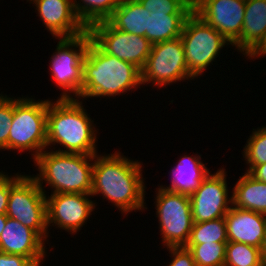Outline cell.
Wrapping results in <instances>:
<instances>
[{
	"mask_svg": "<svg viewBox=\"0 0 266 266\" xmlns=\"http://www.w3.org/2000/svg\"><path fill=\"white\" fill-rule=\"evenodd\" d=\"M167 249L173 257L169 266H196L192 252L185 246L167 247Z\"/></svg>",
	"mask_w": 266,
	"mask_h": 266,
	"instance_id": "cell-30",
	"label": "cell"
},
{
	"mask_svg": "<svg viewBox=\"0 0 266 266\" xmlns=\"http://www.w3.org/2000/svg\"><path fill=\"white\" fill-rule=\"evenodd\" d=\"M244 158L249 166L266 163V127L252 132L244 147Z\"/></svg>",
	"mask_w": 266,
	"mask_h": 266,
	"instance_id": "cell-27",
	"label": "cell"
},
{
	"mask_svg": "<svg viewBox=\"0 0 266 266\" xmlns=\"http://www.w3.org/2000/svg\"><path fill=\"white\" fill-rule=\"evenodd\" d=\"M244 55L249 58L266 55V34L256 44H254Z\"/></svg>",
	"mask_w": 266,
	"mask_h": 266,
	"instance_id": "cell-33",
	"label": "cell"
},
{
	"mask_svg": "<svg viewBox=\"0 0 266 266\" xmlns=\"http://www.w3.org/2000/svg\"><path fill=\"white\" fill-rule=\"evenodd\" d=\"M48 100L13 99V117L8 150L33 151L36 159L47 147Z\"/></svg>",
	"mask_w": 266,
	"mask_h": 266,
	"instance_id": "cell-5",
	"label": "cell"
},
{
	"mask_svg": "<svg viewBox=\"0 0 266 266\" xmlns=\"http://www.w3.org/2000/svg\"><path fill=\"white\" fill-rule=\"evenodd\" d=\"M232 193L234 207L266 214V183L255 180L245 172Z\"/></svg>",
	"mask_w": 266,
	"mask_h": 266,
	"instance_id": "cell-21",
	"label": "cell"
},
{
	"mask_svg": "<svg viewBox=\"0 0 266 266\" xmlns=\"http://www.w3.org/2000/svg\"><path fill=\"white\" fill-rule=\"evenodd\" d=\"M224 266H266V264L260 248L240 242H227Z\"/></svg>",
	"mask_w": 266,
	"mask_h": 266,
	"instance_id": "cell-25",
	"label": "cell"
},
{
	"mask_svg": "<svg viewBox=\"0 0 266 266\" xmlns=\"http://www.w3.org/2000/svg\"><path fill=\"white\" fill-rule=\"evenodd\" d=\"M142 85L141 70L105 53L92 39L83 63L81 98L110 97Z\"/></svg>",
	"mask_w": 266,
	"mask_h": 266,
	"instance_id": "cell-3",
	"label": "cell"
},
{
	"mask_svg": "<svg viewBox=\"0 0 266 266\" xmlns=\"http://www.w3.org/2000/svg\"><path fill=\"white\" fill-rule=\"evenodd\" d=\"M91 39L107 54L129 62L140 70L151 53L152 43L143 36L114 28L107 20L91 25Z\"/></svg>",
	"mask_w": 266,
	"mask_h": 266,
	"instance_id": "cell-11",
	"label": "cell"
},
{
	"mask_svg": "<svg viewBox=\"0 0 266 266\" xmlns=\"http://www.w3.org/2000/svg\"><path fill=\"white\" fill-rule=\"evenodd\" d=\"M141 163L121 153L94 155L91 196L102 194L122 213L142 210L145 184Z\"/></svg>",
	"mask_w": 266,
	"mask_h": 266,
	"instance_id": "cell-1",
	"label": "cell"
},
{
	"mask_svg": "<svg viewBox=\"0 0 266 266\" xmlns=\"http://www.w3.org/2000/svg\"><path fill=\"white\" fill-rule=\"evenodd\" d=\"M213 242H228L224 217L200 223H193L190 238L186 245Z\"/></svg>",
	"mask_w": 266,
	"mask_h": 266,
	"instance_id": "cell-24",
	"label": "cell"
},
{
	"mask_svg": "<svg viewBox=\"0 0 266 266\" xmlns=\"http://www.w3.org/2000/svg\"><path fill=\"white\" fill-rule=\"evenodd\" d=\"M90 196L82 193L46 195L47 226L57 225V228L70 231L71 234L76 233L95 209V203L88 199Z\"/></svg>",
	"mask_w": 266,
	"mask_h": 266,
	"instance_id": "cell-13",
	"label": "cell"
},
{
	"mask_svg": "<svg viewBox=\"0 0 266 266\" xmlns=\"http://www.w3.org/2000/svg\"><path fill=\"white\" fill-rule=\"evenodd\" d=\"M6 215L47 239L46 194L33 177L22 175L10 187Z\"/></svg>",
	"mask_w": 266,
	"mask_h": 266,
	"instance_id": "cell-8",
	"label": "cell"
},
{
	"mask_svg": "<svg viewBox=\"0 0 266 266\" xmlns=\"http://www.w3.org/2000/svg\"><path fill=\"white\" fill-rule=\"evenodd\" d=\"M185 79L194 77L188 71L181 38L152 44L151 53L141 70L142 85L153 83L163 88Z\"/></svg>",
	"mask_w": 266,
	"mask_h": 266,
	"instance_id": "cell-10",
	"label": "cell"
},
{
	"mask_svg": "<svg viewBox=\"0 0 266 266\" xmlns=\"http://www.w3.org/2000/svg\"><path fill=\"white\" fill-rule=\"evenodd\" d=\"M157 190L156 215L159 218L163 245L185 246L193 226L190 197L161 187Z\"/></svg>",
	"mask_w": 266,
	"mask_h": 266,
	"instance_id": "cell-9",
	"label": "cell"
},
{
	"mask_svg": "<svg viewBox=\"0 0 266 266\" xmlns=\"http://www.w3.org/2000/svg\"><path fill=\"white\" fill-rule=\"evenodd\" d=\"M203 1L204 0H189L188 3L194 11Z\"/></svg>",
	"mask_w": 266,
	"mask_h": 266,
	"instance_id": "cell-36",
	"label": "cell"
},
{
	"mask_svg": "<svg viewBox=\"0 0 266 266\" xmlns=\"http://www.w3.org/2000/svg\"><path fill=\"white\" fill-rule=\"evenodd\" d=\"M150 14L138 0H123L107 21L123 32L148 39V16Z\"/></svg>",
	"mask_w": 266,
	"mask_h": 266,
	"instance_id": "cell-20",
	"label": "cell"
},
{
	"mask_svg": "<svg viewBox=\"0 0 266 266\" xmlns=\"http://www.w3.org/2000/svg\"><path fill=\"white\" fill-rule=\"evenodd\" d=\"M227 243L185 245L193 255L196 266H224Z\"/></svg>",
	"mask_w": 266,
	"mask_h": 266,
	"instance_id": "cell-26",
	"label": "cell"
},
{
	"mask_svg": "<svg viewBox=\"0 0 266 266\" xmlns=\"http://www.w3.org/2000/svg\"><path fill=\"white\" fill-rule=\"evenodd\" d=\"M262 257H263V260L266 264V235H265V240H264V243H263V246H262Z\"/></svg>",
	"mask_w": 266,
	"mask_h": 266,
	"instance_id": "cell-37",
	"label": "cell"
},
{
	"mask_svg": "<svg viewBox=\"0 0 266 266\" xmlns=\"http://www.w3.org/2000/svg\"><path fill=\"white\" fill-rule=\"evenodd\" d=\"M59 40L50 62L52 79L57 87L64 91L60 99H73L72 95L79 98L82 90L83 63L91 36L87 31L77 37ZM71 93L73 94L70 95Z\"/></svg>",
	"mask_w": 266,
	"mask_h": 266,
	"instance_id": "cell-7",
	"label": "cell"
},
{
	"mask_svg": "<svg viewBox=\"0 0 266 266\" xmlns=\"http://www.w3.org/2000/svg\"><path fill=\"white\" fill-rule=\"evenodd\" d=\"M22 175L16 174V176L9 177L0 172V214H6L8 197L10 193V187L21 177Z\"/></svg>",
	"mask_w": 266,
	"mask_h": 266,
	"instance_id": "cell-31",
	"label": "cell"
},
{
	"mask_svg": "<svg viewBox=\"0 0 266 266\" xmlns=\"http://www.w3.org/2000/svg\"><path fill=\"white\" fill-rule=\"evenodd\" d=\"M81 2L73 0L74 10L88 29L97 22L106 21L120 5L121 0H81Z\"/></svg>",
	"mask_w": 266,
	"mask_h": 266,
	"instance_id": "cell-23",
	"label": "cell"
},
{
	"mask_svg": "<svg viewBox=\"0 0 266 266\" xmlns=\"http://www.w3.org/2000/svg\"><path fill=\"white\" fill-rule=\"evenodd\" d=\"M246 172L255 180L266 183V163L257 166H249Z\"/></svg>",
	"mask_w": 266,
	"mask_h": 266,
	"instance_id": "cell-34",
	"label": "cell"
},
{
	"mask_svg": "<svg viewBox=\"0 0 266 266\" xmlns=\"http://www.w3.org/2000/svg\"><path fill=\"white\" fill-rule=\"evenodd\" d=\"M13 98L0 94V149H8V136L12 125Z\"/></svg>",
	"mask_w": 266,
	"mask_h": 266,
	"instance_id": "cell-29",
	"label": "cell"
},
{
	"mask_svg": "<svg viewBox=\"0 0 266 266\" xmlns=\"http://www.w3.org/2000/svg\"><path fill=\"white\" fill-rule=\"evenodd\" d=\"M150 13L166 15H190L193 11L188 0H138Z\"/></svg>",
	"mask_w": 266,
	"mask_h": 266,
	"instance_id": "cell-28",
	"label": "cell"
},
{
	"mask_svg": "<svg viewBox=\"0 0 266 266\" xmlns=\"http://www.w3.org/2000/svg\"><path fill=\"white\" fill-rule=\"evenodd\" d=\"M189 73L195 78L216 59L229 41L194 11L186 18L180 36Z\"/></svg>",
	"mask_w": 266,
	"mask_h": 266,
	"instance_id": "cell-6",
	"label": "cell"
},
{
	"mask_svg": "<svg viewBox=\"0 0 266 266\" xmlns=\"http://www.w3.org/2000/svg\"><path fill=\"white\" fill-rule=\"evenodd\" d=\"M0 266H36L29 258L0 252Z\"/></svg>",
	"mask_w": 266,
	"mask_h": 266,
	"instance_id": "cell-32",
	"label": "cell"
},
{
	"mask_svg": "<svg viewBox=\"0 0 266 266\" xmlns=\"http://www.w3.org/2000/svg\"><path fill=\"white\" fill-rule=\"evenodd\" d=\"M171 185L163 187L171 192L192 195L200 186V183L210 174L208 168L201 162L200 156L184 155L176 167L171 170Z\"/></svg>",
	"mask_w": 266,
	"mask_h": 266,
	"instance_id": "cell-18",
	"label": "cell"
},
{
	"mask_svg": "<svg viewBox=\"0 0 266 266\" xmlns=\"http://www.w3.org/2000/svg\"><path fill=\"white\" fill-rule=\"evenodd\" d=\"M7 215L6 214H0V235L3 232L6 222H7Z\"/></svg>",
	"mask_w": 266,
	"mask_h": 266,
	"instance_id": "cell-35",
	"label": "cell"
},
{
	"mask_svg": "<svg viewBox=\"0 0 266 266\" xmlns=\"http://www.w3.org/2000/svg\"><path fill=\"white\" fill-rule=\"evenodd\" d=\"M225 169L209 174L199 188L190 195L193 223H200L225 217L233 206L229 198ZM231 204V205H229Z\"/></svg>",
	"mask_w": 266,
	"mask_h": 266,
	"instance_id": "cell-12",
	"label": "cell"
},
{
	"mask_svg": "<svg viewBox=\"0 0 266 266\" xmlns=\"http://www.w3.org/2000/svg\"><path fill=\"white\" fill-rule=\"evenodd\" d=\"M224 218L228 242H240L262 249L266 214L232 206Z\"/></svg>",
	"mask_w": 266,
	"mask_h": 266,
	"instance_id": "cell-17",
	"label": "cell"
},
{
	"mask_svg": "<svg viewBox=\"0 0 266 266\" xmlns=\"http://www.w3.org/2000/svg\"><path fill=\"white\" fill-rule=\"evenodd\" d=\"M188 16L151 13L148 16V40L155 44L180 37Z\"/></svg>",
	"mask_w": 266,
	"mask_h": 266,
	"instance_id": "cell-22",
	"label": "cell"
},
{
	"mask_svg": "<svg viewBox=\"0 0 266 266\" xmlns=\"http://www.w3.org/2000/svg\"><path fill=\"white\" fill-rule=\"evenodd\" d=\"M33 161L39 171L33 178L44 193V181L53 188V194L91 193L94 155L44 150Z\"/></svg>",
	"mask_w": 266,
	"mask_h": 266,
	"instance_id": "cell-4",
	"label": "cell"
},
{
	"mask_svg": "<svg viewBox=\"0 0 266 266\" xmlns=\"http://www.w3.org/2000/svg\"><path fill=\"white\" fill-rule=\"evenodd\" d=\"M55 102L48 100L47 147L51 144H60L66 150H56L58 152L97 154V130L82 101L75 98H59Z\"/></svg>",
	"mask_w": 266,
	"mask_h": 266,
	"instance_id": "cell-2",
	"label": "cell"
},
{
	"mask_svg": "<svg viewBox=\"0 0 266 266\" xmlns=\"http://www.w3.org/2000/svg\"><path fill=\"white\" fill-rule=\"evenodd\" d=\"M44 240L31 228L7 217L0 235V252L29 258L36 266L45 258Z\"/></svg>",
	"mask_w": 266,
	"mask_h": 266,
	"instance_id": "cell-16",
	"label": "cell"
},
{
	"mask_svg": "<svg viewBox=\"0 0 266 266\" xmlns=\"http://www.w3.org/2000/svg\"><path fill=\"white\" fill-rule=\"evenodd\" d=\"M33 2L48 31L60 38H73L87 32L77 17L73 0H28Z\"/></svg>",
	"mask_w": 266,
	"mask_h": 266,
	"instance_id": "cell-15",
	"label": "cell"
},
{
	"mask_svg": "<svg viewBox=\"0 0 266 266\" xmlns=\"http://www.w3.org/2000/svg\"><path fill=\"white\" fill-rule=\"evenodd\" d=\"M245 5L246 0H204L194 12L233 45L242 32Z\"/></svg>",
	"mask_w": 266,
	"mask_h": 266,
	"instance_id": "cell-14",
	"label": "cell"
},
{
	"mask_svg": "<svg viewBox=\"0 0 266 266\" xmlns=\"http://www.w3.org/2000/svg\"><path fill=\"white\" fill-rule=\"evenodd\" d=\"M266 34V0H246L240 38L232 45L246 53Z\"/></svg>",
	"mask_w": 266,
	"mask_h": 266,
	"instance_id": "cell-19",
	"label": "cell"
}]
</instances>
